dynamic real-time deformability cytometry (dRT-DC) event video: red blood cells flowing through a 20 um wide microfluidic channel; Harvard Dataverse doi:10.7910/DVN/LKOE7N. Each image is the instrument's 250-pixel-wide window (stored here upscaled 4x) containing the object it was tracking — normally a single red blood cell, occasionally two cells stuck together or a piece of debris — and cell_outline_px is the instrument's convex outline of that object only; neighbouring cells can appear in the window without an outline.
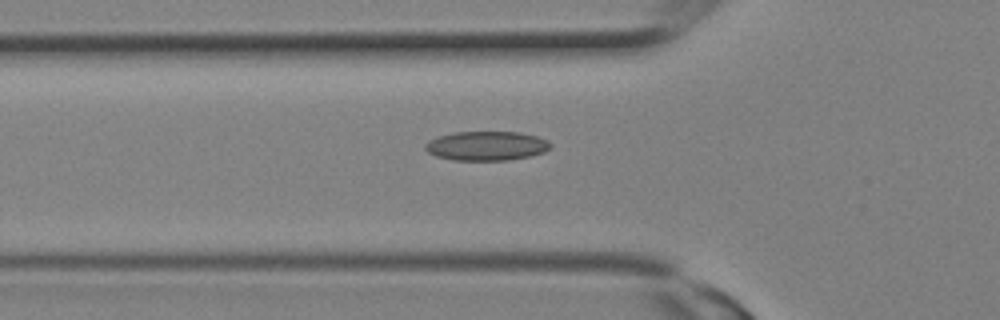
{"species": "Egyptian fruit bat (a non-hibernating species)", "species_latin": "Rousettus aegyptiacus", "temperature_condition": "room temperature", "stored_images_in_passage": 4, "camera_frame_rate_fps": 3000, "um_per_image_px": 0.085, "animal": {"sex": "female"}, "frame": {"image": 1, "passage_image": 4, "time_ms": 1.0, "image_size_px": [1000, 320], "cell_outline_px": [[552, 144], [544, 152], [528, 156], [508, 160], [452, 160], [436, 156], [428, 152], [424, 148], [424, 144], [428, 140], [440, 136], [456, 132], [520, 132], [536, 136], [548, 140]], "centroid_in_image_um": [41.33, 12.4], "position_along_channel_um": 84.5, "area_um2": 21.27}}